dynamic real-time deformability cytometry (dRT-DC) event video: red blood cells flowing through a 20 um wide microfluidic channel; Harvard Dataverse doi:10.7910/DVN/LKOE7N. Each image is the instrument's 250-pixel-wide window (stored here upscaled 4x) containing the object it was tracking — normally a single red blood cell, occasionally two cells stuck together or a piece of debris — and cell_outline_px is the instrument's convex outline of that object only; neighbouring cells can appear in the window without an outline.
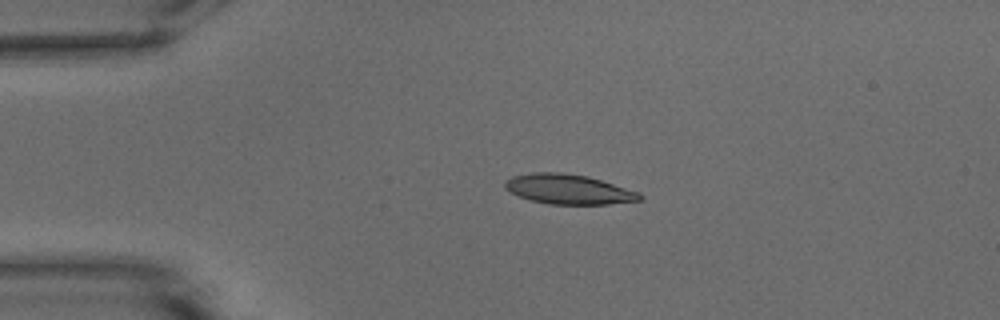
{"species": "common noctule bat (a hibernating species)", "species_latin": "Nyctalus noctula", "temperature_condition": "warm", "stored_images_in_passage": 42, "camera_frame_rate_fps": 3000, "um_per_image_px": 0.085, "animal": {"sex": "male", "body_mass_g": 15.6}, "frame": {"image": 1, "passage_image": 1, "time_ms": 0.0, "image_size_px": [1000, 320], "cell_outline_px": [[644, 200], [608, 204], [548, 204], [532, 200], [520, 196], [504, 188], [504, 184], [512, 176], [532, 172], [564, 172], [588, 176], [640, 192], [644, 196]], "centroid_in_image_um": [48.38, 16.08], "position_along_channel_um": 36.6, "area_um2": 23.47}}
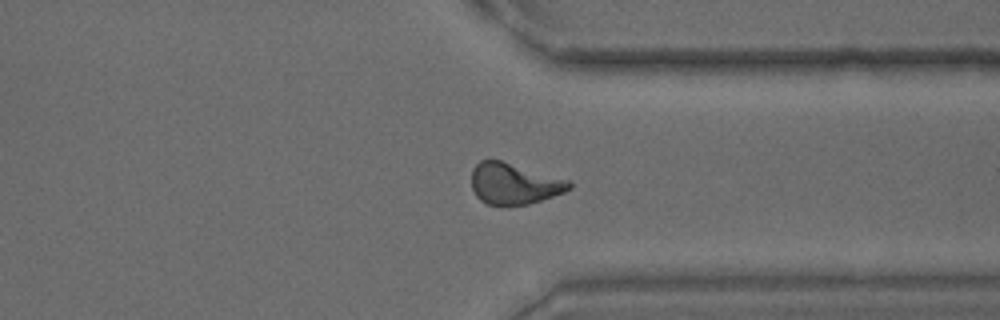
{"frame": {"image": 2, "passage_image": 30, "time_ms": 9.667, "image_size_px": [1000, 320], "cell_outline_px": [[572, 188], [564, 192], [528, 204], [488, 204], [480, 200], [476, 196], [472, 188], [472, 168], [480, 160], [500, 160], [568, 180], [572, 184]], "centroid_in_image_um": [43.67, 15.6], "position_along_channel_um": 367.7, "area_um2": 23.0}}
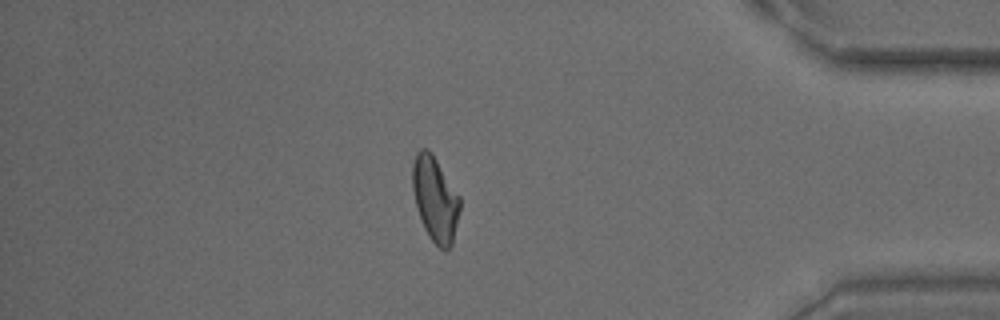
{"frame": {"image": 3, "passage_image": 35, "time_ms": 11.333, "image_size_px": [1000, 320], "cell_outline_px": [[460, 208], [452, 244], [448, 248], [440, 248], [428, 236], [424, 228], [416, 208], [412, 188], [412, 164], [416, 152], [420, 148], [428, 148], [432, 152], [460, 196]], "centroid_in_image_um": [36.97, 16.86], "position_along_channel_um": 398.2, "area_um2": 23.52}, "authors_computed_cell_mechanics": {"area_um2": 23.3223, "velocity_mm_per_s": 3.803, "shape_relaxation_time_tau1_ms": 6.4007, "shape_relaxation_time_tau2_ms": 2.3908, "deformation_change_tau1": 0.1965, "deformation_change_tau2": 0.0957}}